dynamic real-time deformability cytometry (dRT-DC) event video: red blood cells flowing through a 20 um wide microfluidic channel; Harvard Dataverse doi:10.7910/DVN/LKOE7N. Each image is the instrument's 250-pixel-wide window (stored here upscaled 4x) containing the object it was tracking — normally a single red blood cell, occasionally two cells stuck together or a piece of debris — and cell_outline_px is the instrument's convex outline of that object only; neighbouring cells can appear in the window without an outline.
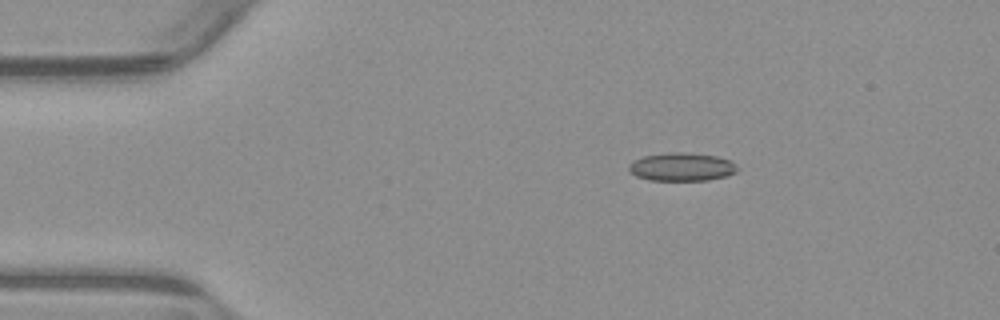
{"species": "common noctule bat (a hibernating species)", "species_latin": "Nyctalus noctula", "temperature_condition": "warm", "stored_images_in_passage": 46, "camera_frame_rate_fps": 3000, "um_per_image_px": 0.085, "animal": {"sex": "male", "body_mass_g": 23.1, "forearm_length_mm": 52.7}, "frame": {"image": 1, "passage_image": 1, "time_ms": 0.0, "image_size_px": [1000, 320], "cell_outline_px": [[736, 172], [724, 176], [708, 180], [648, 180], [636, 176], [628, 168], [628, 164], [632, 160], [644, 156], [672, 152], [680, 152], [716, 156], [728, 160], [736, 164]], "centroid_in_image_um": [57.9, 14.18], "position_along_channel_um": 27.1, "area_um2": 17.63}}
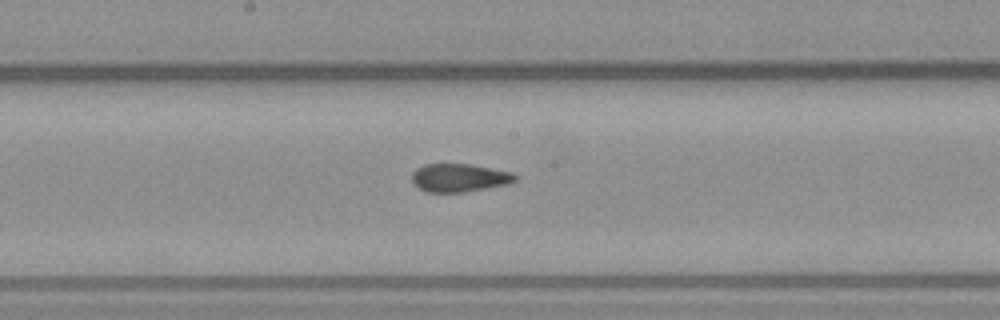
{"frame": {"image": 2, "passage_image": 20, "time_ms": 6.333, "image_size_px": [1000, 320], "cell_outline_px": [[516, 180], [508, 184], [464, 192], [428, 192], [412, 184], [412, 172], [416, 168], [424, 164], [468, 164], [512, 172], [516, 176]], "centroid_in_image_um": [39.0, 15.11], "position_along_channel_um": 209.2, "area_um2": 16.88}}
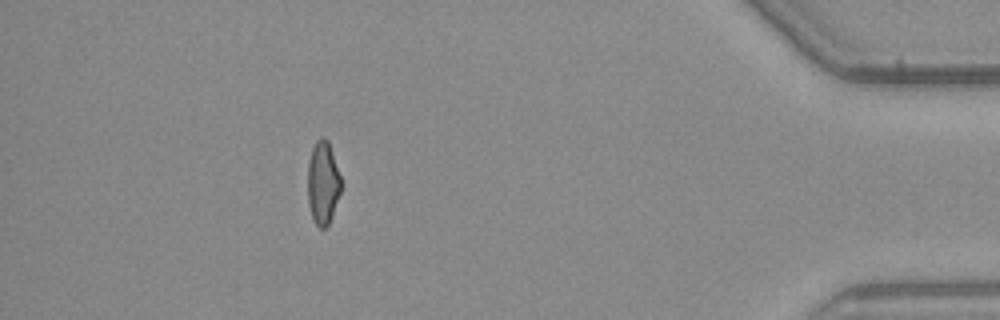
{"frame": {"image": 3, "passage_image": 40, "time_ms": 13.0, "image_size_px": [1000, 320], "cell_outline_px": [[340, 192], [328, 224], [324, 228], [320, 228], [316, 224], [312, 216], [308, 204], [308, 160], [312, 148], [316, 140], [320, 136], [324, 136], [328, 140], [340, 176]], "centroid_in_image_um": [27.42, 15.49], "position_along_channel_um": 407.8, "area_um2": 15.9}, "authors_computed_cell_mechanics": {"area_um2": 17.1666, "velocity_mm_per_s": 3.8459, "shape_relaxation_time_tau1_ms": null, "shape_relaxation_time_tau2_ms": 2.7351, "deformation_change_tau1": null, "deformation_change_tau2": 0.0788}}